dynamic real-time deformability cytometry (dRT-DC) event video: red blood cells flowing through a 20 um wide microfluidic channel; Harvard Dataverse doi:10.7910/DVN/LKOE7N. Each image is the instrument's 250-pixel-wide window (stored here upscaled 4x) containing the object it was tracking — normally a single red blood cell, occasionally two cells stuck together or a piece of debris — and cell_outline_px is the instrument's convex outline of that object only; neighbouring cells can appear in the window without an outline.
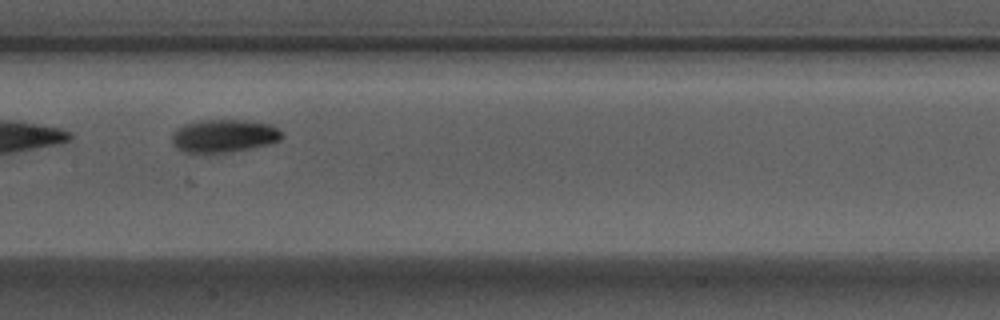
{"species": "Egyptian fruit bat (a non-hibernating species)", "species_latin": "Rousettus aegyptiacus", "temperature_condition": "warm", "stored_images_in_passage": 9, "camera_frame_rate_fps": 3000, "um_per_image_px": 0.085, "animal": {"sex": "male"}, "frame": {"image": 1, "passage_image": 6, "time_ms": 1.667, "image_size_px": [1000, 320], "cell_outline_px": [[284, 136], [280, 140], [268, 144], [248, 148], [224, 152], [184, 152], [176, 148], [172, 140], [172, 136], [176, 128], [200, 120], [248, 120], [272, 124]], "centroid_in_image_um": [19.04, 11.53], "position_along_channel_um": 188.4, "area_um2": 20.81}}
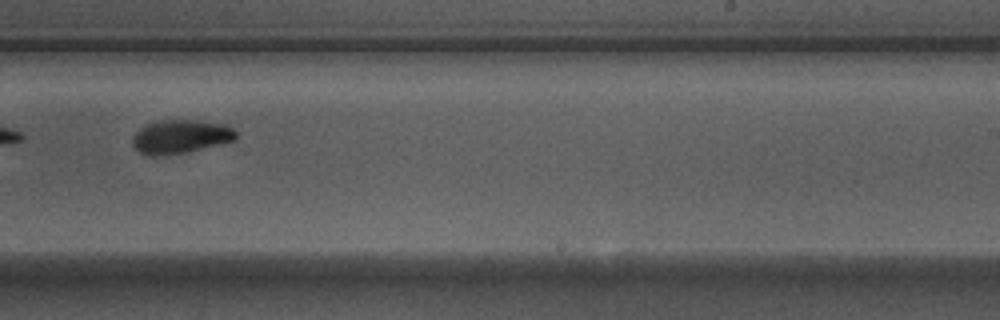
{"frame": {"image": 2, "passage_image": 8, "time_ms": 2.333, "image_size_px": [1000, 320], "cell_outline_px": [[236, 140], [184, 152], [156, 156], [152, 156], [140, 152], [132, 144], [132, 136], [140, 128], [156, 120], [200, 120], [224, 124], [232, 128], [236, 132]], "centroid_in_image_um": [15.33, 11.59], "position_along_channel_um": 273.7, "area_um2": 20.11}}
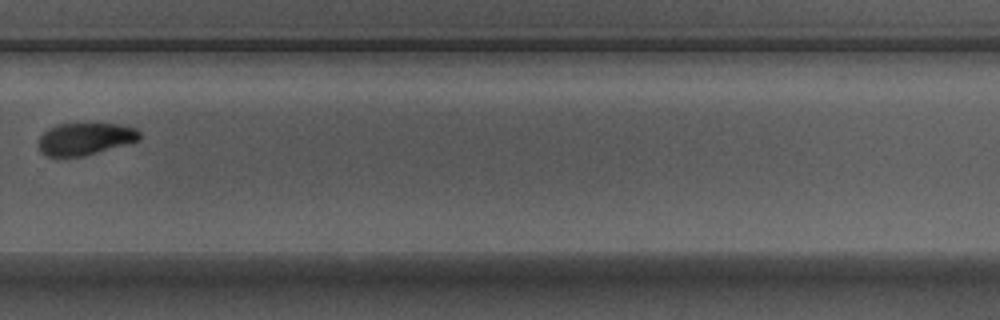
{"frame": {"image": 3, "passage_image": 9, "time_ms": 2.667, "image_size_px": [1000, 320], "cell_outline_px": [[140, 140], [84, 156], [48, 156], [40, 152], [36, 144], [40, 136], [48, 128], [56, 124], [76, 120], [120, 124], [136, 128], [140, 132]], "centroid_in_image_um": [7.2, 11.74], "position_along_channel_um": 322.6, "area_um2": 19.94}}